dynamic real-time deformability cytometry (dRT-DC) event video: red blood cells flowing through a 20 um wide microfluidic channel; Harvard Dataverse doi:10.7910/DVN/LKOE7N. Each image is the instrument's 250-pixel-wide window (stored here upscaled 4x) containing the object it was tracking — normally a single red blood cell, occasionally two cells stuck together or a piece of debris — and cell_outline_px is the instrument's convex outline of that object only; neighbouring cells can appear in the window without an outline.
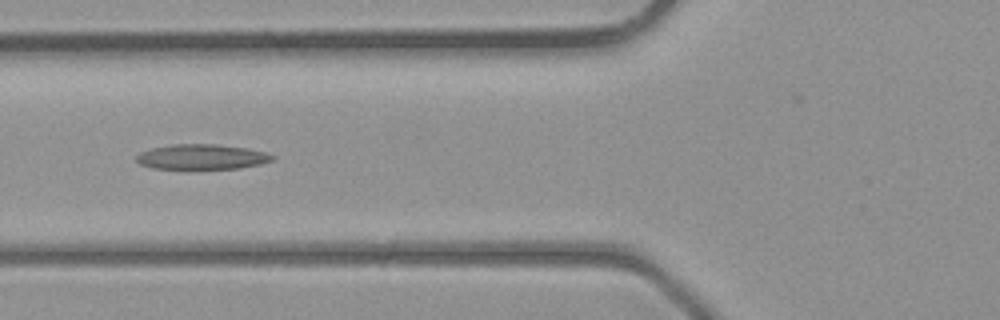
{"species": "common noctule bat (a hibernating species)", "species_latin": "Nyctalus noctula", "temperature_condition": "room temperature", "stored_images_in_passage": 4, "camera_frame_rate_fps": 3000, "um_per_image_px": 0.085, "animal": {"sex": "male", "body_mass_g": 23.1, "forearm_length_mm": 52.7}, "frame": {"image": 1, "passage_image": 4, "time_ms": 3.333, "image_size_px": [1000, 320], "cell_outline_px": [[276, 156], [272, 160], [260, 164], [240, 168], [192, 172], [184, 172], [152, 168], [140, 164], [136, 160], [136, 156], [140, 152], [152, 148], [172, 144], [216, 144], [248, 148], [264, 152]], "centroid_in_image_um": [17.1, 13.39], "position_along_channel_um": 108.7, "area_um2": 21.1}}